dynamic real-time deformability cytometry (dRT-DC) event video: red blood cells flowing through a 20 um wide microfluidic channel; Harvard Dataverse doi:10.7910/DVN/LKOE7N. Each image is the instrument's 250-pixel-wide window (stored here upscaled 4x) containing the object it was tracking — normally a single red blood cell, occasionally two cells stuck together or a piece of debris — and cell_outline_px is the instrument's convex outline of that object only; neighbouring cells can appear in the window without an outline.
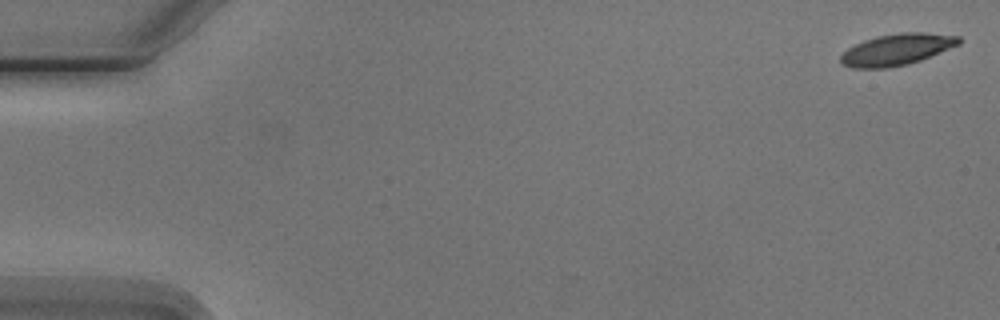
{"species": "Egyptian fruit bat (a non-hibernating species)", "species_latin": "Rousettus aegyptiacus", "temperature_condition": "cold", "stored_images_in_passage": 4, "camera_frame_rate_fps": 3000, "um_per_image_px": 0.085, "animal": {"sex": "male"}, "frame": {"image": 1, "passage_image": 1, "time_ms": 0.0, "image_size_px": [1000, 320], "cell_outline_px": [[960, 44], [920, 60], [908, 64], [888, 68], [852, 68], [840, 64], [840, 56], [848, 48], [864, 40], [876, 36], [900, 32], [924, 32], [960, 36]], "centroid_in_image_um": [76.21, 4.21], "position_along_channel_um": 8.8, "area_um2": 21.68}}